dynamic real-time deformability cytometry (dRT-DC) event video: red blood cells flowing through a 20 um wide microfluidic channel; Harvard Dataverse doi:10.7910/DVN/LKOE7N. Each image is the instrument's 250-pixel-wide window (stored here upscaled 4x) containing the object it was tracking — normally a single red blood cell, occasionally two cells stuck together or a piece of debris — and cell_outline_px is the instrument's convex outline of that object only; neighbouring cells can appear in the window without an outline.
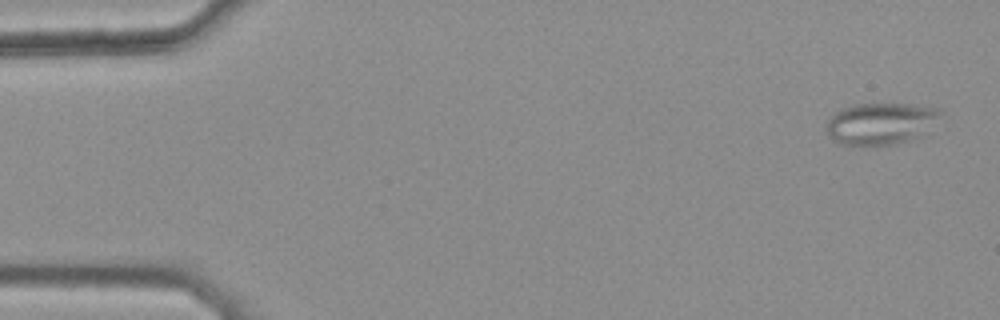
{"species": "common noctule bat (a hibernating species)", "species_latin": "Nyctalus noctula", "temperature_condition": "warm", "stored_images_in_passage": 45, "camera_frame_rate_fps": 3000, "um_per_image_px": 0.085, "animal": {"sex": "female", "body_mass_g": 25.1}, "frame": {"image": 1, "passage_image": 1, "time_ms": 0.0, "image_size_px": [1000, 320], "cell_outline_px": [[940, 112], [924, 136], [896, 144], [852, 148], [840, 144], [828, 136], [828, 120], [840, 108], [852, 104], [912, 104], [940, 108]], "centroid_in_image_um": [74.82, 10.54], "position_along_channel_um": 10.2, "area_um2": 28.26}}
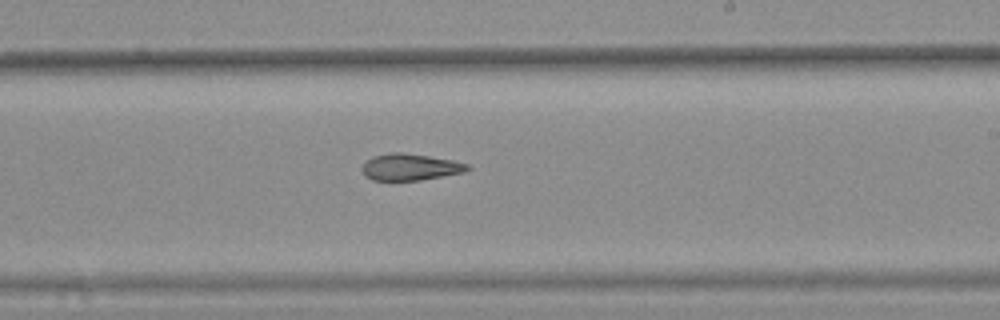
{"frame": {"image": 2, "passage_image": 30, "time_ms": 9.667, "image_size_px": [1000, 320], "cell_outline_px": [[472, 168], [464, 172], [420, 180], [372, 180], [364, 176], [360, 168], [372, 156], [392, 152], [404, 152], [452, 160], [468, 164]], "centroid_in_image_um": [34.84, 14.2], "position_along_channel_um": 254.2, "area_um2": 16.36}}
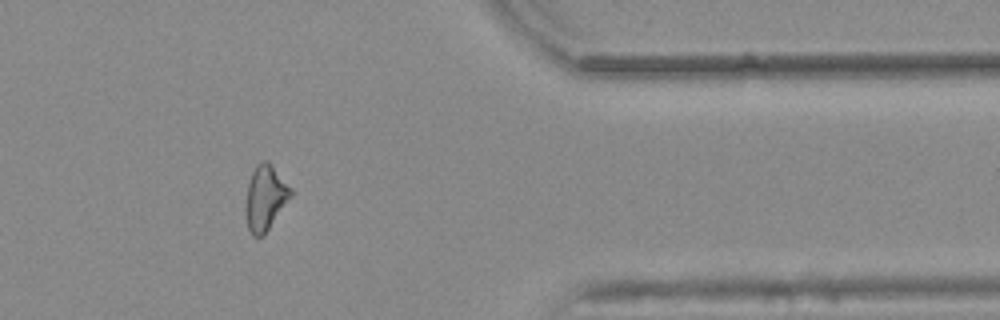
{"frame": {"image": 3, "passage_image": 42, "time_ms": 13.667, "image_size_px": [1000, 320], "cell_outline_px": [[292, 196], [268, 228], [260, 236], [252, 236], [248, 228], [244, 212], [244, 208], [248, 184], [252, 172], [256, 164], [260, 160], [268, 160], [272, 164], [292, 188]], "centroid_in_image_um": [22.53, 16.76], "position_along_channel_um": 388.9, "area_um2": 17.17}, "authors_computed_cell_mechanics": {"area_um2": 17.5134, "velocity_mm_per_s": 3.8716, "shape_relaxation_time_tau1_ms": null, "shape_relaxation_time_tau2_ms": 3.6742, "deformation_change_tau1": null, "deformation_change_tau2": 0.1301}}